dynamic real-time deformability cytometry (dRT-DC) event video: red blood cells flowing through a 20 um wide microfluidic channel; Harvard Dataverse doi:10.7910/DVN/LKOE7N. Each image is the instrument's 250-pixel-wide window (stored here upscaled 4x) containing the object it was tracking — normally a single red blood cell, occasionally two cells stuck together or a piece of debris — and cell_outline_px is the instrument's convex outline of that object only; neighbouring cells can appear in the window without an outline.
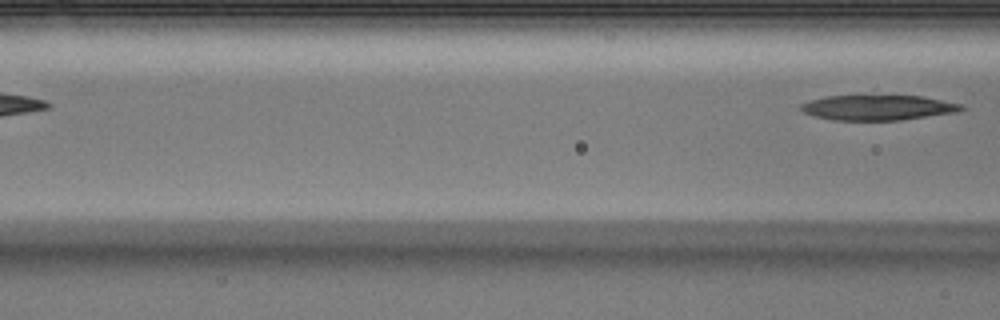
{"species": "Egyptian fruit bat (a non-hibernating species)", "species_latin": "Rousettus aegyptiacus", "temperature_condition": "warm", "stored_images_in_passage": 5, "camera_frame_rate_fps": 3000, "um_per_image_px": 0.085, "animal": {"sex": "male"}, "frame": {"image": 1, "passage_image": 5, "time_ms": 1.333, "image_size_px": [1000, 320], "cell_outline_px": [[964, 108], [956, 112], [900, 120], [832, 120], [812, 116], [804, 112], [800, 108], [800, 104], [812, 100], [828, 96], [920, 96], [960, 104]], "centroid_in_image_um": [74.56, 9.15], "position_along_channel_um": 92.0, "area_um2": 23.12}}